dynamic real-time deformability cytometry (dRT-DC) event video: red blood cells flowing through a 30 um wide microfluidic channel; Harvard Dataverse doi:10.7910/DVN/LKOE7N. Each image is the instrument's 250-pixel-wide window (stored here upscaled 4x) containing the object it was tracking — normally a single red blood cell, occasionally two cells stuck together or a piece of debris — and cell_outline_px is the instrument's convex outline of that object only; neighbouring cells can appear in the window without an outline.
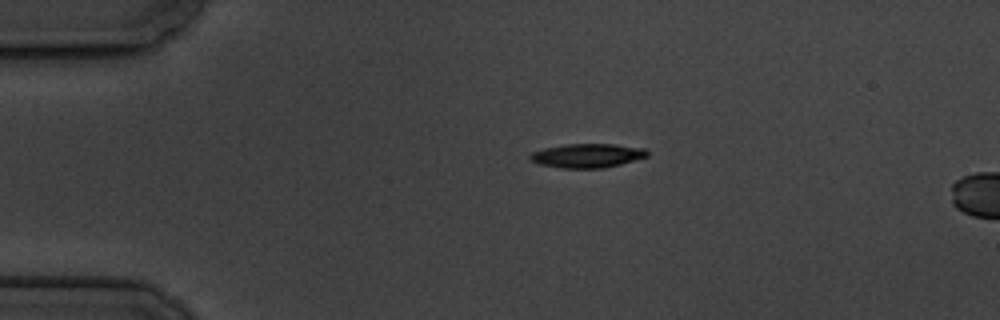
{"species": "common noctule bat (a hibernating species)", "species_latin": "Nyctalus noctula", "temperature_condition": "cold", "stored_images_in_passage": 2, "camera_frame_rate_fps": 3000, "um_per_image_px": 0.085, "animal": {"sex": "male", "body_mass_g": 19.5, "forearm_length_mm": 54.6}, "frame": {"image": 1, "passage_image": 1, "time_ms": 0.0, "image_size_px": [1000, 320], "cell_outline_px": [[648, 156], [620, 164], [604, 168], [560, 168], [540, 164], [532, 160], [528, 156], [532, 152], [544, 148], [564, 144], [612, 144], [644, 148], [648, 152]], "centroid_in_image_um": [49.9, 13.22], "position_along_channel_um": 35.1, "area_um2": 16.3}}